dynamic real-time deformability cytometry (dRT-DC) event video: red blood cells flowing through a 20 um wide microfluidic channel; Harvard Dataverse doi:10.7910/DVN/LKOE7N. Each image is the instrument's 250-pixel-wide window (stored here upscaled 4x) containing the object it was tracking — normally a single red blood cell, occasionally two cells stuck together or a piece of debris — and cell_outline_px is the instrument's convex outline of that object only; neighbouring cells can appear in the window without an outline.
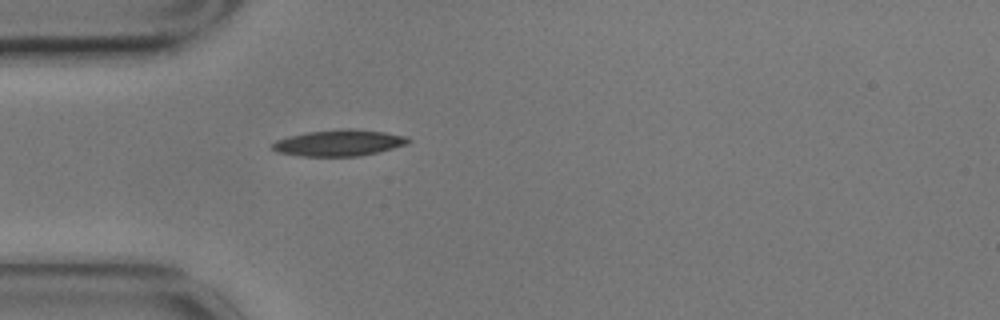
{"species": "common noctule bat (a hibernating species)", "species_latin": "Nyctalus noctula", "temperature_condition": "cold", "stored_images_in_passage": 42, "camera_frame_rate_fps": 3000, "um_per_image_px": 0.085, "animal": {"sex": "male", "body_mass_g": 17.9}, "frame": {"image": 1, "passage_image": 1, "time_ms": 0.0, "image_size_px": [1000, 320], "cell_outline_px": [[412, 140], [408, 144], [360, 156], [300, 156], [276, 152], [272, 148], [272, 144], [276, 140], [288, 136], [308, 132], [348, 128], [384, 132], [408, 136]], "centroid_in_image_um": [28.82, 12.14], "position_along_channel_um": 56.2, "area_um2": 20.75}}
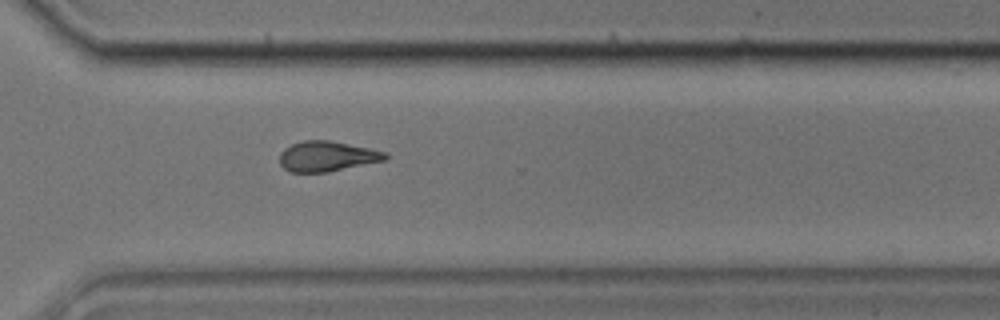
{"frame": {"image": 2, "passage_image": 26, "time_ms": 8.333, "image_size_px": [1000, 320], "cell_outline_px": [[388, 160], [328, 172], [292, 172], [284, 168], [280, 164], [280, 152], [284, 148], [292, 144], [304, 140], [328, 140], [372, 148], [388, 152]], "centroid_in_image_um": [27.85, 13.28], "position_along_channel_um": 342.7, "area_um2": 18.84}}
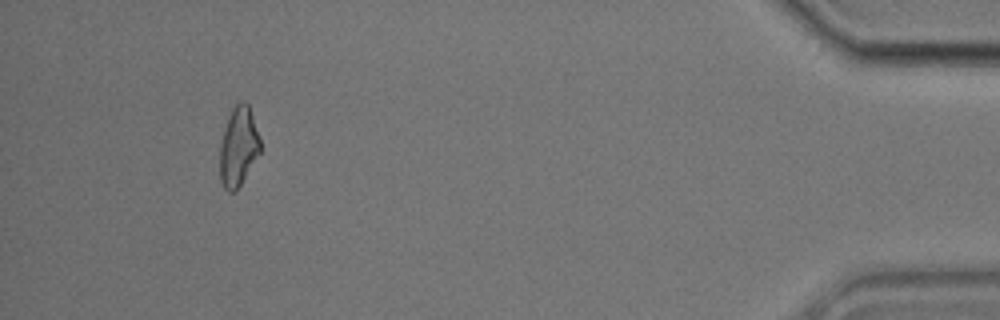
{"frame": {"image": 3, "passage_image": 38, "time_ms": 12.333, "image_size_px": [1000, 320], "cell_outline_px": [[260, 152], [236, 192], [228, 192], [224, 188], [220, 180], [220, 144], [224, 128], [228, 116], [232, 108], [240, 100], [244, 100], [248, 104], [260, 140]], "centroid_in_image_um": [20.24, 12.47], "position_along_channel_um": 415.0, "area_um2": 18.61}, "authors_computed_cell_mechanics": {"area_um2": 18.8428, "velocity_mm_per_s": 3.4836, "shape_relaxation_time_tau1_ms": null, "shape_relaxation_time_tau2_ms": 8.8606, "deformation_change_tau1": null, "deformation_change_tau2": 0.1977}}